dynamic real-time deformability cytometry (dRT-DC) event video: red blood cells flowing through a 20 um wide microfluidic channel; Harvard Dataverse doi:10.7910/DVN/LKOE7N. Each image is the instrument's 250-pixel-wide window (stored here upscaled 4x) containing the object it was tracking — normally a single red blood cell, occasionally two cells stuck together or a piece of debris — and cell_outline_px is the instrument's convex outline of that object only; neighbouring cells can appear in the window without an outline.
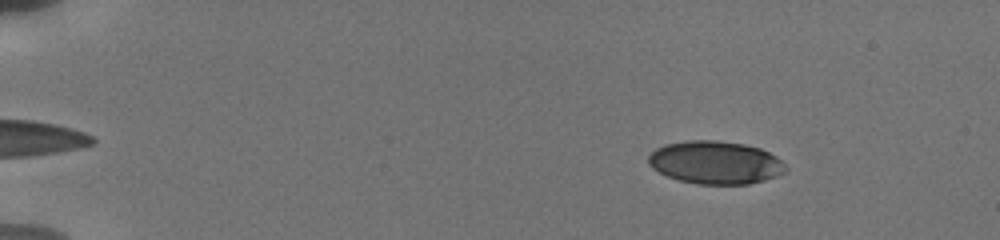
{"species": "human", "species_latin": "Homo sapiens", "temperature_condition": "cold", "stored_images_in_passage": 12, "camera_frame_rate_fps": 3000, "um_per_image_px": 0.085, "donor": {"sex": "male"}, "frame": {"image": 1, "passage_image": 2, "time_ms": 0.667, "image_size_px": [1000, 240], "cell_outline_px": [[788, 168], [784, 172], [776, 176], [764, 180], [748, 184], [700, 184], [680, 180], [668, 176], [652, 168], [648, 164], [648, 156], [656, 148], [664, 144], [688, 140], [716, 140], [744, 144], [760, 148], [776, 156]], "centroid_in_image_um": [60.8, 13.8], "position_along_channel_um": 24.2, "area_um2": 34.28}}
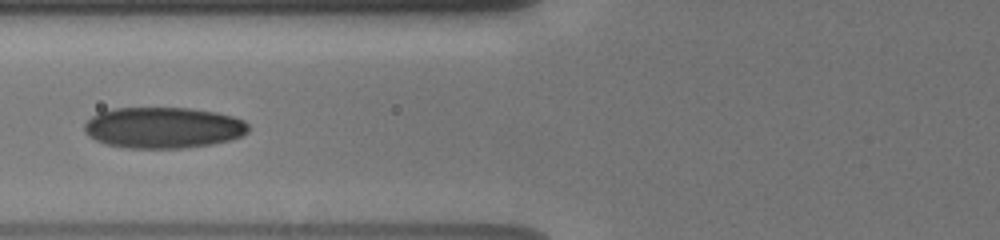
{"frame": {"image": 2, "passage_image": 9, "time_ms": 6.0, "image_size_px": [1000, 240], "cell_outline_px": [[248, 132], [244, 136], [212, 144], [180, 148], [128, 148], [104, 144], [88, 136], [84, 132], [84, 124], [92, 116], [100, 112], [112, 108], [192, 108], [216, 112], [232, 116], [244, 120], [248, 124]], "centroid_in_image_um": [13.87, 10.85], "position_along_channel_um": 111.9, "area_um2": 39.48}}
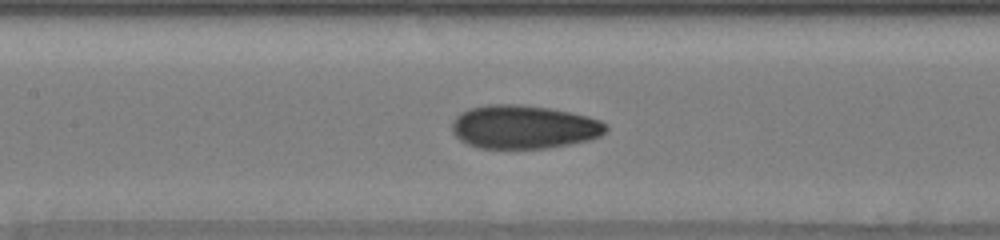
{"frame": {"image": 3, "passage_image": 11, "time_ms": 7.333, "image_size_px": [1000, 240], "cell_outline_px": [[608, 128], [600, 136], [588, 140], [548, 148], [480, 148], [468, 144], [460, 140], [452, 132], [452, 124], [456, 116], [460, 112], [484, 104], [520, 104], [548, 108], [588, 116], [600, 120], [608, 124]], "centroid_in_image_um": [44.51, 10.79], "position_along_channel_um": 162.9, "area_um2": 39.02}}